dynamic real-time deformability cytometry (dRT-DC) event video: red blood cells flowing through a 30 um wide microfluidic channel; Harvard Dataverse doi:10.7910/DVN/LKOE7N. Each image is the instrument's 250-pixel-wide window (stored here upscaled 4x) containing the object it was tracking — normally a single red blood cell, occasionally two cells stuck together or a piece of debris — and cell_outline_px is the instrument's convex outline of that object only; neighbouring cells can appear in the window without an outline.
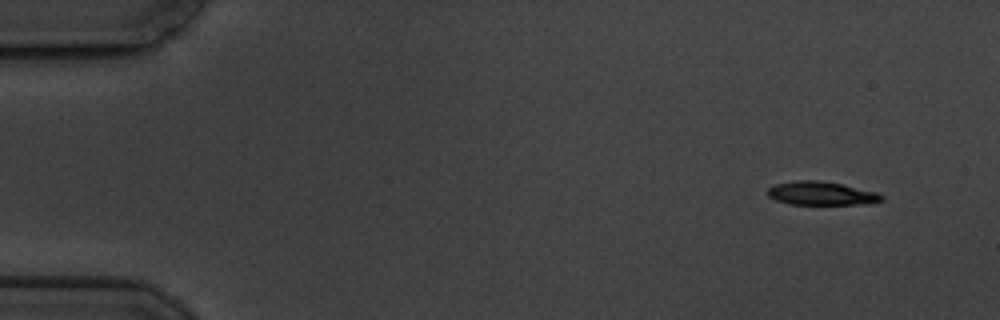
{"species": "common noctule bat (a hibernating species)", "species_latin": "Nyctalus noctula", "temperature_condition": "cold", "stored_images_in_passage": 6, "camera_frame_rate_fps": 3000, "um_per_image_px": 0.085, "animal": {"sex": "male", "body_mass_g": 19.5, "forearm_length_mm": 54.6}, "frame": {"image": 1, "passage_image": 1, "time_ms": 0.0, "image_size_px": [1000, 320], "cell_outline_px": [[884, 200], [872, 204], [788, 204], [776, 200], [768, 196], [768, 188], [776, 184], [796, 180], [816, 180], [840, 184], [876, 192], [884, 196]], "centroid_in_image_um": [69.83, 16.45], "position_along_channel_um": 15.2, "area_um2": 15.55}}
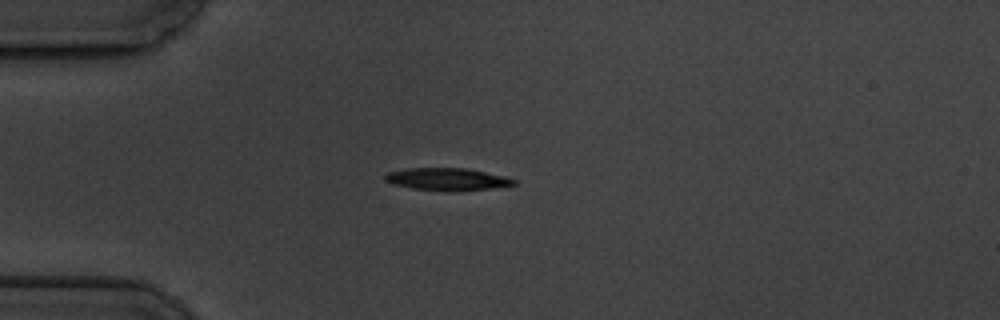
{"frame": {"image": 2, "passage_image": 4, "time_ms": 3.667, "image_size_px": [1000, 320], "cell_outline_px": [[516, 184], [492, 188], [412, 188], [392, 184], [384, 180], [384, 176], [388, 172], [408, 168], [468, 168], [504, 176], [516, 180]], "centroid_in_image_um": [37.97, 15.17], "position_along_channel_um": 47.0, "area_um2": 15.72}}